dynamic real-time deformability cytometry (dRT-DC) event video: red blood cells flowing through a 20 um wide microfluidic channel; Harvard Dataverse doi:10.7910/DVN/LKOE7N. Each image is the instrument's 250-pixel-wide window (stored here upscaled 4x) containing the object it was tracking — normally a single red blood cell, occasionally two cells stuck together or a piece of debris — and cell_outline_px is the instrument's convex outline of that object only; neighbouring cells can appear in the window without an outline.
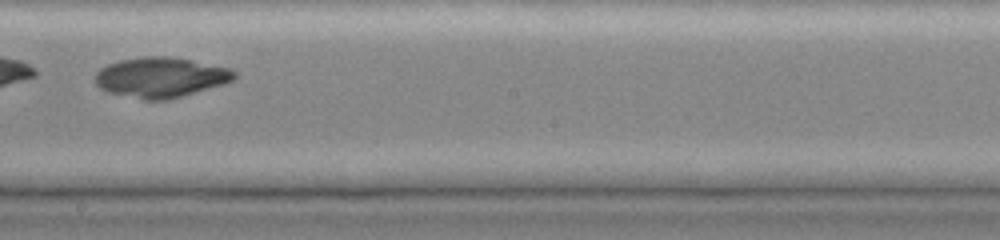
{"species": "common noctule bat (a hibernating species)", "species_latin": "Nyctalus noctula", "temperature_condition": "cold", "stored_images_in_passage": 50, "camera_frame_rate_fps": 3000, "um_per_image_px": 0.085, "animal": {"sex": "female", "body_mass_g": 19.0, "forearm_length_mm": 51.5}, "frame": {"image": 1, "passage_image": 35, "time_ms": 6.333, "image_size_px": [1000, 240], "cell_outline_px": [[236, 76], [232, 80], [224, 84], [168, 100], [144, 100], [108, 92], [100, 88], [92, 80], [96, 72], [100, 68], [108, 64], [120, 60], [144, 56], [168, 56], [192, 60], [232, 68], [236, 72]], "centroid_in_image_um": [13.64, 6.57], "position_along_channel_um": 234.6, "area_um2": 32.83}}